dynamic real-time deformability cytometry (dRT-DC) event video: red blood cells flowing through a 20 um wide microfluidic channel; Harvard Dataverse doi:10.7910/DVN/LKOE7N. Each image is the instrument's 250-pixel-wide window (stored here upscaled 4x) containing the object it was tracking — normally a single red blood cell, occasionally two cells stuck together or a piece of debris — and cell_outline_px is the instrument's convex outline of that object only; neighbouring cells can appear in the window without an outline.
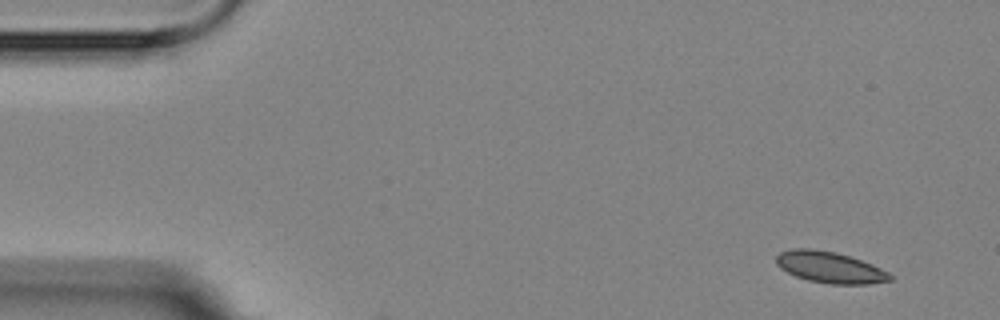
{"species": "Egyptian fruit bat (a non-hibernating species)", "species_latin": "Rousettus aegyptiacus", "temperature_condition": "room temperature", "stored_images_in_passage": 16, "camera_frame_rate_fps": 3000, "um_per_image_px": 0.085, "animal": {"sex": "female"}, "frame": {"image": 1, "passage_image": 1, "time_ms": 0.0, "image_size_px": [1000, 320], "cell_outline_px": [[892, 280], [868, 284], [832, 284], [808, 280], [796, 276], [780, 268], [776, 264], [776, 256], [780, 252], [792, 248], [812, 248], [836, 252], [872, 264], [888, 272], [892, 276]], "centroid_in_image_um": [70.52, 22.71], "position_along_channel_um": 14.5, "area_um2": 20.69}}
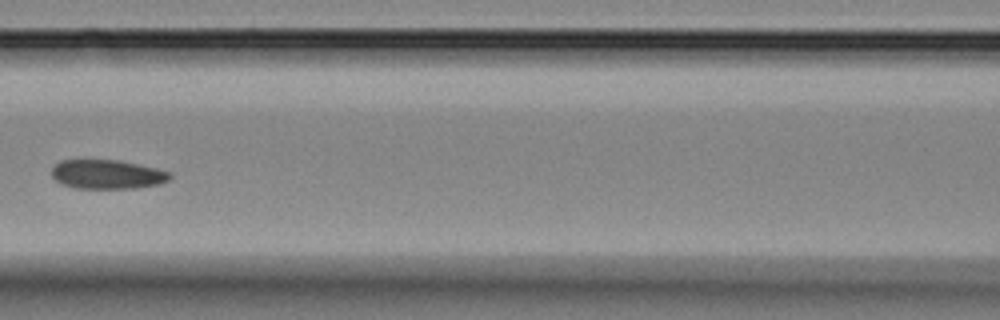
{"frame": {"image": 2, "passage_image": 7, "time_ms": 7.0, "image_size_px": [1000, 320], "cell_outline_px": [[172, 176], [168, 180], [160, 184], [136, 188], [76, 188], [64, 184], [56, 180], [52, 176], [52, 168], [60, 160], [116, 160], [156, 168], [172, 172]], "centroid_in_image_um": [9.14, 14.82], "position_along_channel_um": 157.5, "area_um2": 19.94}}
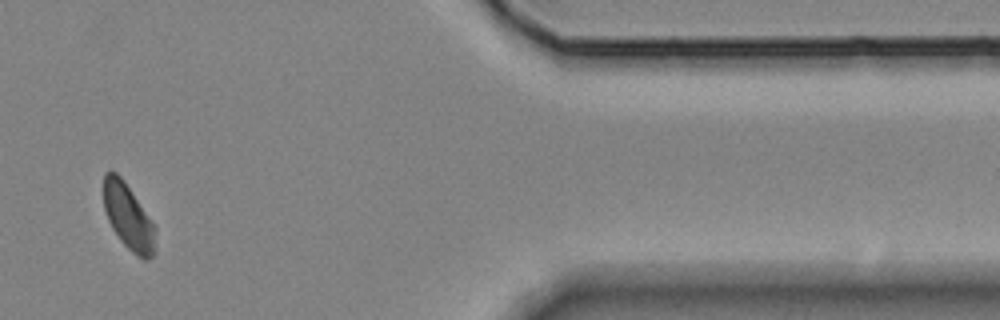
{"frame": {"image": 3, "passage_image": 14, "time_ms": 15.0, "image_size_px": [1000, 320], "cell_outline_px": [[156, 248], [152, 256], [148, 260], [144, 260], [136, 256], [120, 240], [112, 228], [108, 220], [104, 208], [104, 172], [116, 172], [124, 180], [156, 228]], "centroid_in_image_um": [10.92, 18.47], "position_along_channel_um": 400.5, "area_um2": 19.77}, "authors_computed_cell_mechanics": {"area_um2": 20.5479, "velocity_mm_per_s": 3.537, "shape_relaxation_time_tau1_ms": null, "shape_relaxation_time_tau2_ms": 2.6514, "deformation_change_tau1": null, "deformation_change_tau2": 0.0669}}